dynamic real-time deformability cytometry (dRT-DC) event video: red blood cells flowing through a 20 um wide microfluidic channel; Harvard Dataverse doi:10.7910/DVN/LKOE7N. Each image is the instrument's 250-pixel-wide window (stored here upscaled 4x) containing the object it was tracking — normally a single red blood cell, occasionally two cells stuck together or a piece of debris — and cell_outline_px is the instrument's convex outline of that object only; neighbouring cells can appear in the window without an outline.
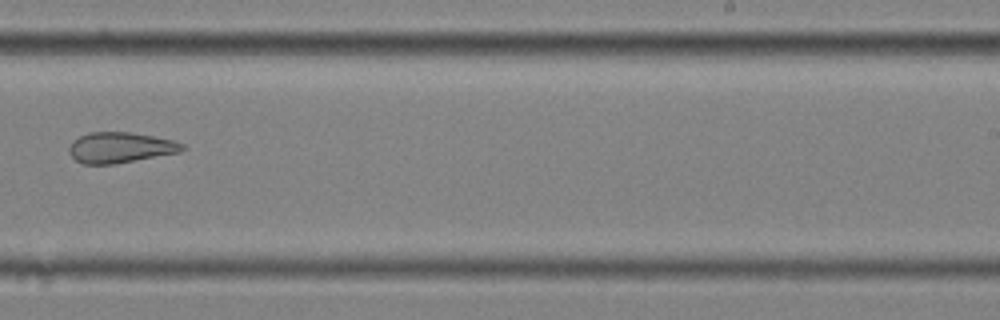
{"species": "common noctule bat (a hibernating species)", "species_latin": "Nyctalus noctula", "temperature_condition": "cold", "stored_images_in_passage": 9, "camera_frame_rate_fps": 3000, "um_per_image_px": 0.085, "animal": {"sex": "female", "body_mass_g": 25.1}, "frame": {"image": 1, "passage_image": 9, "time_ms": 2.667, "image_size_px": [1000, 320], "cell_outline_px": [[188, 148], [180, 152], [116, 164], [84, 164], [76, 160], [68, 152], [68, 148], [72, 140], [88, 132], [132, 132], [172, 140], [184, 144]], "centroid_in_image_um": [10.22, 12.54], "position_along_channel_um": 278.8, "area_um2": 20.35}}